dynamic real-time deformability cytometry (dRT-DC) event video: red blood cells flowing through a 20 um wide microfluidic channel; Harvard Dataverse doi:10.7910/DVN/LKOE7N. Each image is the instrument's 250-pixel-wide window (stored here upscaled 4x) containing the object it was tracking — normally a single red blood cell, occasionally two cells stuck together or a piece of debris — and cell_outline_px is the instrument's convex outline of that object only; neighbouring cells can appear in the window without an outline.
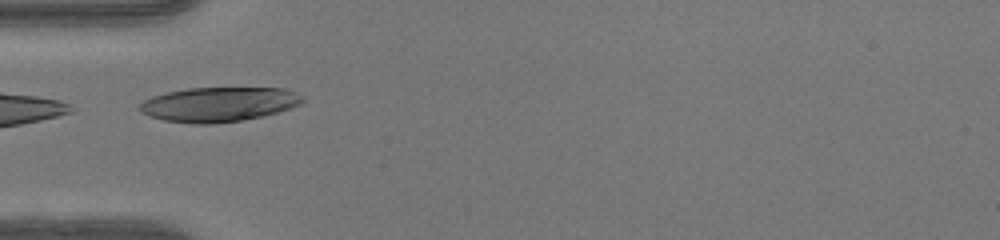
{"species": "human", "species_latin": "Homo sapiens", "temperature_condition": "warm", "stored_images_in_passage": 34, "camera_frame_rate_fps": 3000, "um_per_image_px": 0.085, "donor": {"sex": "female"}, "frame": {"image": 1, "passage_image": 1, "time_ms": 0.0, "image_size_px": [1000, 240], "cell_outline_px": [[304, 100], [300, 104], [264, 116], [244, 120], [216, 124], [192, 124], [164, 120], [140, 112], [140, 104], [144, 100], [152, 96], [168, 92], [188, 88], [284, 88], [304, 96]], "centroid_in_image_um": [18.6, 8.87], "position_along_channel_um": 66.4, "area_um2": 32.77}}
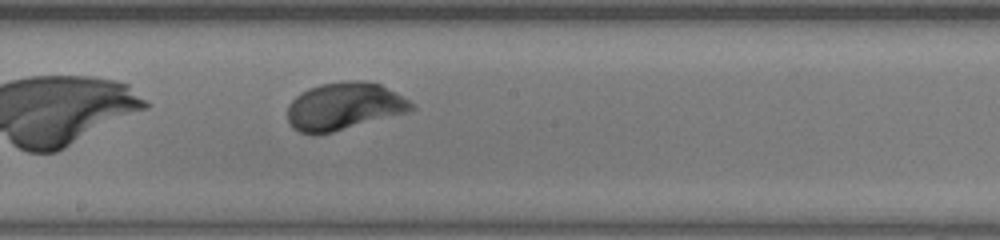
{"frame": {"image": 2, "passage_image": 12, "time_ms": 3.667, "image_size_px": [1000, 240], "cell_outline_px": [[416, 108], [408, 112], [332, 132], [316, 136], [312, 136], [300, 132], [292, 128], [288, 120], [288, 104], [300, 92], [308, 88], [320, 84], [344, 80], [364, 80], [380, 84], [396, 92], [416, 104]], "centroid_in_image_um": [29.24, 9.03], "position_along_channel_um": 219.0, "area_um2": 34.74}}
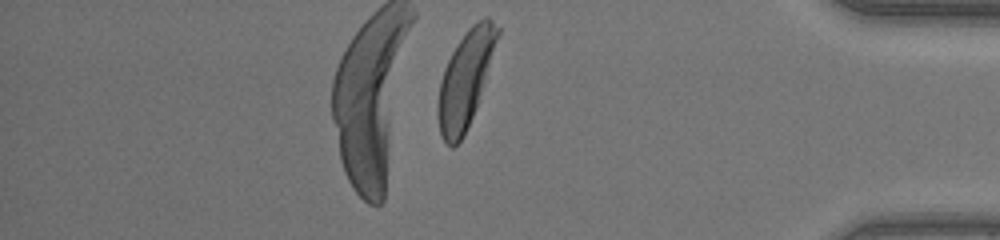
{"frame": {"image": 3, "passage_image": 27, "time_ms": 8.667, "image_size_px": [1000, 240], "cell_outline_px": [[500, 32], [472, 116], [464, 136], [452, 148], [440, 136], [436, 112], [436, 108], [440, 80], [444, 68], [456, 44], [468, 28], [476, 20], [484, 16], [488, 16], [500, 28]], "centroid_in_image_um": [39.52, 6.71], "position_along_channel_um": 395.7, "area_um2": 32.83}, "authors_computed_cell_mechanics": {"area_um2": 33.4084, "velocity_mm_per_s": 4.1919, "shape_relaxation_time_tau1_ms": 1.5825, "shape_relaxation_time_tau2_ms": null, "deformation_change_tau1": 0.1732, "deformation_change_tau2": null}}